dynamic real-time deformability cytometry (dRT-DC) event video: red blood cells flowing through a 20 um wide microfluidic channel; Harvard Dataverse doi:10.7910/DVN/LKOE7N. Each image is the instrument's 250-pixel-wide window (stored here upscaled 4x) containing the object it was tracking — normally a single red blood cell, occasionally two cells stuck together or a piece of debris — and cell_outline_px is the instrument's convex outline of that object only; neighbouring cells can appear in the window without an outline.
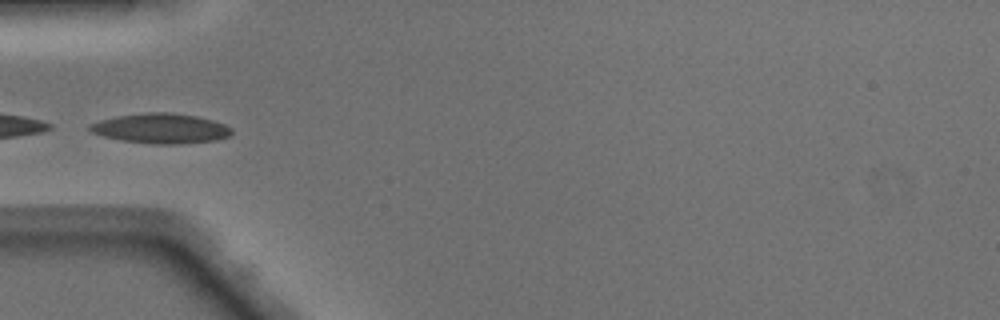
{"species": "Egyptian fruit bat (a non-hibernating species)", "species_latin": "Rousettus aegyptiacus", "temperature_condition": "warm", "stored_images_in_passage": 12, "camera_frame_rate_fps": 3000, "um_per_image_px": 0.085, "animal": {"sex": "male"}, "frame": {"image": 1, "passage_image": 1, "time_ms": 0.0, "image_size_px": [1000, 320], "cell_outline_px": [[232, 132], [228, 136], [216, 140], [176, 144], [152, 144], [120, 140], [104, 136], [92, 132], [88, 128], [88, 124], [100, 120], [116, 116], [148, 112], [172, 112], [196, 116], [212, 120], [224, 124], [232, 128]], "centroid_in_image_um": [13.65, 10.91], "position_along_channel_um": 71.3, "area_um2": 24.74}}
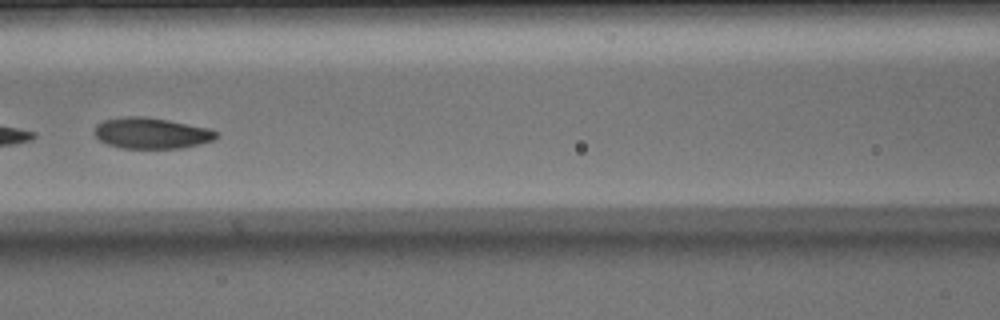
{"frame": {"image": 2, "passage_image": 7, "time_ms": 2.0, "image_size_px": [1000, 320], "cell_outline_px": [[220, 132], [216, 140], [184, 148], [120, 148], [108, 144], [100, 140], [92, 132], [96, 124], [104, 120], [124, 116], [140, 116], [168, 120], [208, 128]], "centroid_in_image_um": [12.88, 11.32], "position_along_channel_um": 153.7, "area_um2": 22.2}}
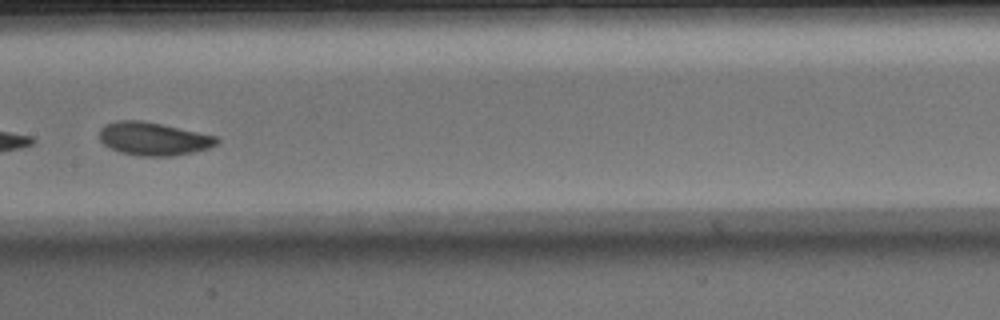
{"frame": {"image": 3, "passage_image": 10, "time_ms": 3.0, "image_size_px": [1000, 320], "cell_outline_px": [[220, 140], [216, 144], [208, 148], [192, 152], [172, 156], [140, 156], [120, 152], [104, 144], [100, 140], [100, 128], [104, 124], [116, 120], [140, 120], [160, 124], [216, 136]], "centroid_in_image_um": [13.01, 11.79], "position_along_channel_um": 194.4, "area_um2": 22.43}}